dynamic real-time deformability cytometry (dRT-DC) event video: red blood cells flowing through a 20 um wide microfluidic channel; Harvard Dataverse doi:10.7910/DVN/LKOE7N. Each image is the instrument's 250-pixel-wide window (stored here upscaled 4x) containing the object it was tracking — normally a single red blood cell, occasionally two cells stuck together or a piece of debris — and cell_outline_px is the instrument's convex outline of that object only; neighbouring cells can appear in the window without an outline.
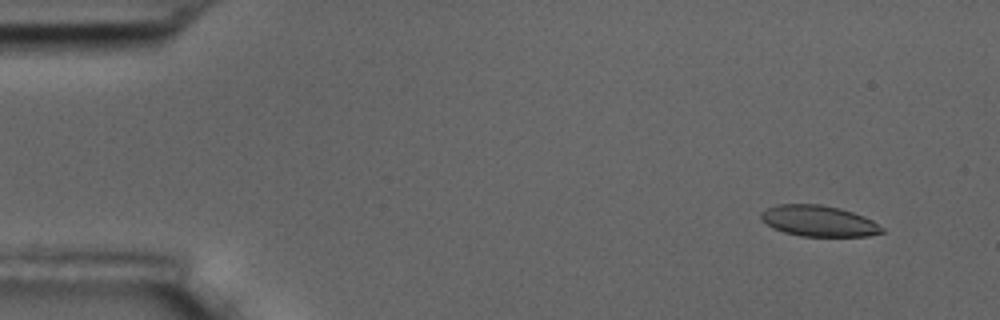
{"species": "common noctule bat (a hibernating species)", "species_latin": "Nyctalus noctula", "temperature_condition": "room temperature", "stored_images_in_passage": 2, "camera_frame_rate_fps": 3000, "um_per_image_px": 0.085, "animal": {"sex": "male", "body_mass_g": 17.5, "forearm_length_mm": 52.3}, "frame": {"image": 1, "passage_image": 2, "time_ms": 2.0, "image_size_px": [1000, 320], "cell_outline_px": [[884, 232], [868, 236], [800, 236], [784, 232], [772, 228], [760, 220], [760, 212], [776, 204], [820, 204], [840, 208], [864, 216], [872, 220], [884, 228]], "centroid_in_image_um": [69.56, 18.78], "position_along_channel_um": 15.4, "area_um2": 21.96}}